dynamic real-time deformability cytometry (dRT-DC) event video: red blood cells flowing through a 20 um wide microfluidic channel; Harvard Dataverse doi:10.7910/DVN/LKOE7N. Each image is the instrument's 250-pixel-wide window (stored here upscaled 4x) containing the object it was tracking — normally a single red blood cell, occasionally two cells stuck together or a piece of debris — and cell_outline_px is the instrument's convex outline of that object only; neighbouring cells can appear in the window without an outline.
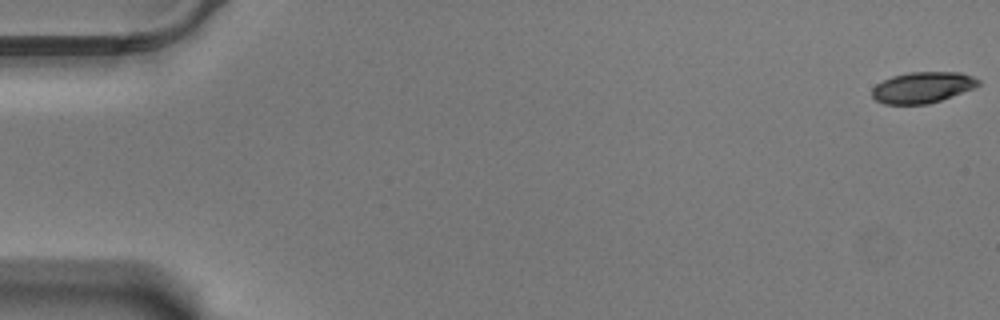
{"species": "Egyptian fruit bat (a non-hibernating species)", "species_latin": "Rousettus aegyptiacus", "temperature_condition": "warm", "stored_images_in_passage": 59, "camera_frame_rate_fps": 3000, "um_per_image_px": 0.085, "animal": {"sex": "male"}, "frame": {"image": 1, "passage_image": 1, "time_ms": 0.0, "image_size_px": [1000, 320], "cell_outline_px": [[980, 84], [972, 88], [940, 100], [928, 104], [884, 104], [876, 100], [872, 96], [872, 88], [876, 84], [892, 76], [908, 72], [960, 72], [972, 76], [980, 80]], "centroid_in_image_um": [78.38, 7.42], "position_along_channel_um": 6.6, "area_um2": 19.07}}
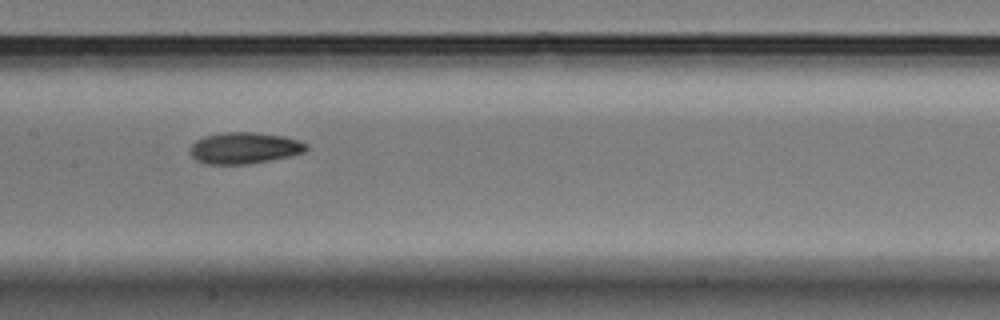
{"frame": {"image": 2, "passage_image": 30, "time_ms": 9.667, "image_size_px": [1000, 320], "cell_outline_px": [[308, 148], [304, 152], [292, 156], [248, 164], [204, 164], [196, 160], [188, 152], [188, 148], [196, 140], [204, 136], [224, 132], [256, 132], [284, 136], [308, 144]], "centroid_in_image_um": [20.74, 12.58], "position_along_channel_um": 186.7, "area_um2": 21.5}}
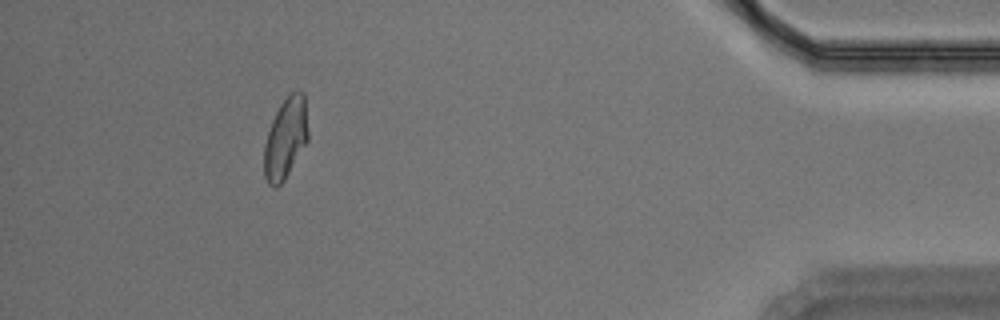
{"frame": {"image": 3, "passage_image": 54, "time_ms": 17.667, "image_size_px": [1000, 320], "cell_outline_px": [[308, 140], [284, 180], [276, 188], [272, 188], [268, 184], [264, 176], [264, 144], [272, 120], [280, 104], [292, 92], [304, 92], [308, 132]], "centroid_in_image_um": [24.26, 11.79], "position_along_channel_um": 410.9, "area_um2": 20.58}, "authors_computed_cell_mechanics": {"area_um2": 20.6346, "velocity_mm_per_s": 3.4836, "shape_relaxation_time_tau1_ms": 4.9126, "shape_relaxation_time_tau2_ms": 2.9268, "deformation_change_tau1": 0.1508, "deformation_change_tau2": 0.078}}